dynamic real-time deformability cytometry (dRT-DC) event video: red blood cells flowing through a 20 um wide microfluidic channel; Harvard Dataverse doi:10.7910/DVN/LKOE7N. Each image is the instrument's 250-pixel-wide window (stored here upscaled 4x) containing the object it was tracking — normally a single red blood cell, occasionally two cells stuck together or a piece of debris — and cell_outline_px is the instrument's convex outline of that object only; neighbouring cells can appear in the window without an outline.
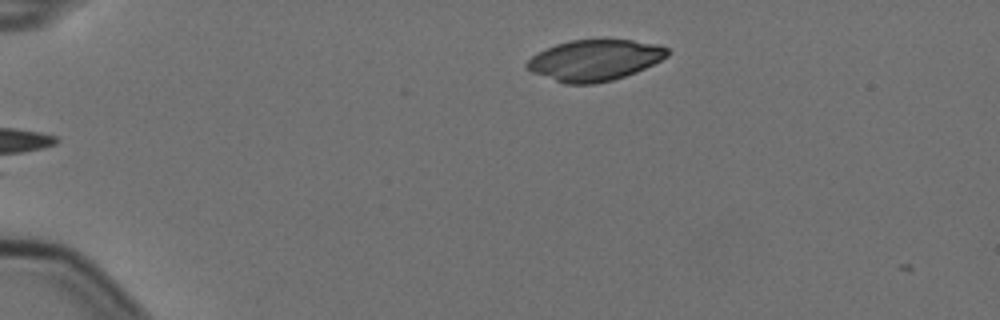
{"species": "Egyptian fruit bat (a non-hibernating species)", "species_latin": "Rousettus aegyptiacus", "temperature_condition": "cold", "stored_images_in_passage": 5, "camera_frame_rate_fps": 3000, "um_per_image_px": 0.085, "animal": {"sex": "female"}, "frame": {"image": 1, "passage_image": 5, "time_ms": 1.333, "image_size_px": [1000, 320], "cell_outline_px": [[668, 56], [636, 72], [612, 80], [592, 84], [564, 84], [532, 72], [524, 68], [524, 64], [532, 56], [556, 44], [572, 40], [632, 40], [656, 44], [668, 48]], "centroid_in_image_um": [50.52, 5.13], "position_along_channel_um": 34.5, "area_um2": 33.29}}